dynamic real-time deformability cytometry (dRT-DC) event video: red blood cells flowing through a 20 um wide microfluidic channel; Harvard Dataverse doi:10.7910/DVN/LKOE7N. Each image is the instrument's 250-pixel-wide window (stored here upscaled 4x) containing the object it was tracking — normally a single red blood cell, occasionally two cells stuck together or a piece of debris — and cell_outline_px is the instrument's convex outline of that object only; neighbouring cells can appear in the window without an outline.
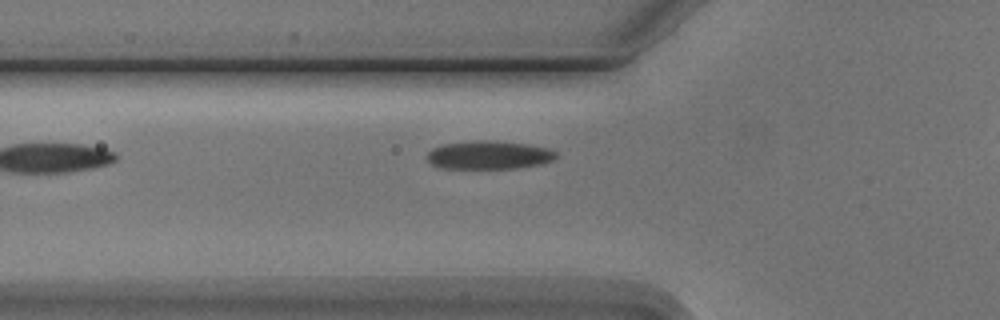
{"species": "Egyptian fruit bat (a non-hibernating species)", "species_latin": "Rousettus aegyptiacus", "temperature_condition": "cold", "stored_images_in_passage": 3, "segment_of_instrument_passage": [1, 2], "camera_frame_rate_fps": 3000, "um_per_image_px": 0.085, "animal": {"sex": "male"}, "frame": {"image": 1, "passage_image": 2, "time_ms": 1.333, "image_size_px": [1000, 320], "cell_outline_px": [[556, 156], [552, 160], [540, 164], [516, 168], [440, 168], [432, 164], [428, 160], [428, 152], [432, 148], [440, 144], [472, 140], [488, 140], [528, 144], [548, 148], [556, 152]], "centroid_in_image_um": [41.52, 13.16], "position_along_channel_um": 84.3, "area_um2": 21.33}}